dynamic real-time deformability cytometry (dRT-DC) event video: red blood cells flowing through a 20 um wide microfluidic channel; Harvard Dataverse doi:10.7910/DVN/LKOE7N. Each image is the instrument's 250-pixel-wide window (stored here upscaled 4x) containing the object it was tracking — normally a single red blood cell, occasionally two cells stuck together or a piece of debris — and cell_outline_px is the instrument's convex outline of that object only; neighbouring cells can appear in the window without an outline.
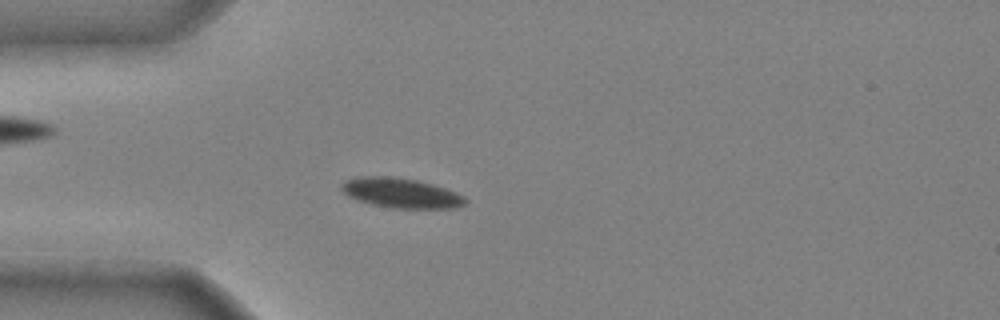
{"species": "common noctule bat (a hibernating species)", "species_latin": "Nyctalus noctula", "temperature_condition": "cold", "stored_images_in_passage": 48, "camera_frame_rate_fps": 3000, "um_per_image_px": 0.085, "animal": {"sex": "male", "body_mass_g": 20.4}, "frame": {"image": 1, "passage_image": 13, "time_ms": 4.0, "image_size_px": [1000, 320], "cell_outline_px": [[468, 204], [456, 208], [392, 208], [372, 204], [356, 200], [348, 196], [340, 188], [340, 184], [348, 180], [360, 176], [392, 176], [416, 180], [432, 184], [456, 192], [464, 196], [468, 200]], "centroid_in_image_um": [34.11, 16.41], "position_along_channel_um": 50.9, "area_um2": 21.62}}
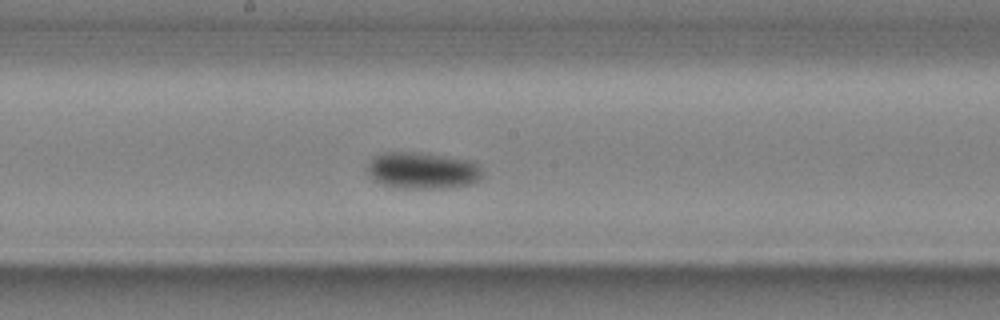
{"frame": {"image": 2, "passage_image": 26, "time_ms": 8.333, "image_size_px": [1000, 320], "cell_outline_px": [[484, 176], [480, 180], [472, 184], [452, 188], [396, 188], [380, 184], [372, 180], [368, 172], [368, 168], [372, 160], [376, 156], [384, 152], [412, 152], [444, 156], [472, 160], [480, 164], [484, 172]], "centroid_in_image_um": [35.99, 14.52], "position_along_channel_um": 212.2, "area_um2": 24.97}}
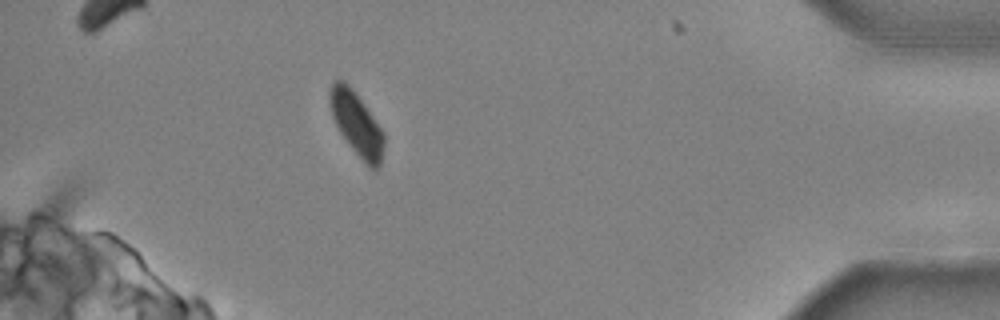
{"frame": {"image": 3, "passage_image": 44, "time_ms": 14.333, "image_size_px": [1000, 320], "cell_outline_px": [[384, 144], [380, 164], [376, 168], [368, 168], [352, 148], [340, 132], [332, 116], [328, 100], [328, 92], [332, 84], [336, 80], [344, 80], [352, 88], [384, 132]], "centroid_in_image_um": [30.29, 10.51], "position_along_channel_um": 404.9, "area_um2": 19.83}, "authors_computed_cell_mechanics": {"area_um2": 21.7906, "velocity_mm_per_s": 3.9484, "shape_relaxation_time_tau1_ms": 3.9362, "shape_relaxation_time_tau2_ms": null, "deformation_change_tau1": 0.1014, "deformation_change_tau2": null}}